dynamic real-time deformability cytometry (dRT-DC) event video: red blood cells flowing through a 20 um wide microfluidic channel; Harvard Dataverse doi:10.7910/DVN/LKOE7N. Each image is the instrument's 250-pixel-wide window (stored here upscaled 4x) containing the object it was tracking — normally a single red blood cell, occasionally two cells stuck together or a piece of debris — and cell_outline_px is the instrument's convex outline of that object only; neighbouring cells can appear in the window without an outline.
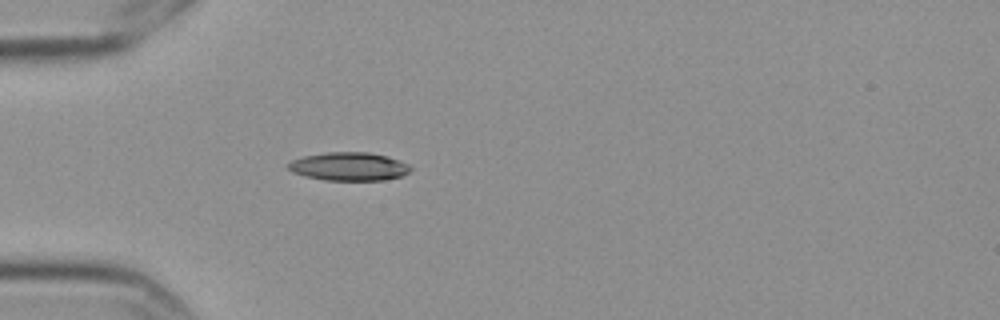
{"species": "Egyptian fruit bat (a non-hibernating species)", "species_latin": "Rousettus aegyptiacus", "temperature_condition": "cold", "stored_images_in_passage": 4, "camera_frame_rate_fps": 3000, "um_per_image_px": 0.085, "frame": {"image": 1, "passage_image": 4, "time_ms": 1.0, "image_size_px": [1000, 320], "cell_outline_px": [[412, 168], [404, 176], [384, 180], [324, 180], [304, 176], [292, 172], [284, 164], [292, 160], [304, 156], [328, 152], [368, 152], [388, 156], [400, 160], [408, 164]], "centroid_in_image_um": [29.66, 14.15], "position_along_channel_um": 55.3, "area_um2": 20.4}}